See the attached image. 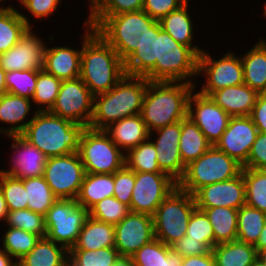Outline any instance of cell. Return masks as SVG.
Masks as SVG:
<instances>
[{
    "instance_id": "obj_40",
    "label": "cell",
    "mask_w": 266,
    "mask_h": 266,
    "mask_svg": "<svg viewBox=\"0 0 266 266\" xmlns=\"http://www.w3.org/2000/svg\"><path fill=\"white\" fill-rule=\"evenodd\" d=\"M125 155V166L134 172H163L157 162V153L153 142L144 141L129 150Z\"/></svg>"
},
{
    "instance_id": "obj_16",
    "label": "cell",
    "mask_w": 266,
    "mask_h": 266,
    "mask_svg": "<svg viewBox=\"0 0 266 266\" xmlns=\"http://www.w3.org/2000/svg\"><path fill=\"white\" fill-rule=\"evenodd\" d=\"M192 102L196 107L195 112ZM187 117L199 127L212 146L220 140L231 118L210 96L200 93L192 95V92L188 98Z\"/></svg>"
},
{
    "instance_id": "obj_32",
    "label": "cell",
    "mask_w": 266,
    "mask_h": 266,
    "mask_svg": "<svg viewBox=\"0 0 266 266\" xmlns=\"http://www.w3.org/2000/svg\"><path fill=\"white\" fill-rule=\"evenodd\" d=\"M211 146L203 132L189 117L181 121L179 149L185 166L198 159Z\"/></svg>"
},
{
    "instance_id": "obj_21",
    "label": "cell",
    "mask_w": 266,
    "mask_h": 266,
    "mask_svg": "<svg viewBox=\"0 0 266 266\" xmlns=\"http://www.w3.org/2000/svg\"><path fill=\"white\" fill-rule=\"evenodd\" d=\"M8 137L16 142L11 145L12 149L14 148L19 152L17 151V157L13 159L14 165L11 167V170L3 172L17 179L43 176L47 157L21 135H12Z\"/></svg>"
},
{
    "instance_id": "obj_28",
    "label": "cell",
    "mask_w": 266,
    "mask_h": 266,
    "mask_svg": "<svg viewBox=\"0 0 266 266\" xmlns=\"http://www.w3.org/2000/svg\"><path fill=\"white\" fill-rule=\"evenodd\" d=\"M69 251L62 245L57 247L54 241L40 238L35 247L17 262L18 266H68ZM66 254V256H65ZM65 256V257H64Z\"/></svg>"
},
{
    "instance_id": "obj_19",
    "label": "cell",
    "mask_w": 266,
    "mask_h": 266,
    "mask_svg": "<svg viewBox=\"0 0 266 266\" xmlns=\"http://www.w3.org/2000/svg\"><path fill=\"white\" fill-rule=\"evenodd\" d=\"M46 46L32 34L31 27L17 44L0 54V67L6 71L43 69Z\"/></svg>"
},
{
    "instance_id": "obj_47",
    "label": "cell",
    "mask_w": 266,
    "mask_h": 266,
    "mask_svg": "<svg viewBox=\"0 0 266 266\" xmlns=\"http://www.w3.org/2000/svg\"><path fill=\"white\" fill-rule=\"evenodd\" d=\"M129 212L128 205L111 196L95 204L89 210V216L95 220L115 225L125 218Z\"/></svg>"
},
{
    "instance_id": "obj_43",
    "label": "cell",
    "mask_w": 266,
    "mask_h": 266,
    "mask_svg": "<svg viewBox=\"0 0 266 266\" xmlns=\"http://www.w3.org/2000/svg\"><path fill=\"white\" fill-rule=\"evenodd\" d=\"M7 226L46 237L45 216L27 209L9 211L6 221Z\"/></svg>"
},
{
    "instance_id": "obj_17",
    "label": "cell",
    "mask_w": 266,
    "mask_h": 266,
    "mask_svg": "<svg viewBox=\"0 0 266 266\" xmlns=\"http://www.w3.org/2000/svg\"><path fill=\"white\" fill-rule=\"evenodd\" d=\"M258 133L250 116H231L227 129L215 147L243 166Z\"/></svg>"
},
{
    "instance_id": "obj_63",
    "label": "cell",
    "mask_w": 266,
    "mask_h": 266,
    "mask_svg": "<svg viewBox=\"0 0 266 266\" xmlns=\"http://www.w3.org/2000/svg\"><path fill=\"white\" fill-rule=\"evenodd\" d=\"M260 43L265 47V49H266V43H265V41H263V40H260Z\"/></svg>"
},
{
    "instance_id": "obj_1",
    "label": "cell",
    "mask_w": 266,
    "mask_h": 266,
    "mask_svg": "<svg viewBox=\"0 0 266 266\" xmlns=\"http://www.w3.org/2000/svg\"><path fill=\"white\" fill-rule=\"evenodd\" d=\"M84 36L80 78L94 96L112 89L124 76V61L117 52L94 30Z\"/></svg>"
},
{
    "instance_id": "obj_15",
    "label": "cell",
    "mask_w": 266,
    "mask_h": 266,
    "mask_svg": "<svg viewBox=\"0 0 266 266\" xmlns=\"http://www.w3.org/2000/svg\"><path fill=\"white\" fill-rule=\"evenodd\" d=\"M115 248L120 256L131 257L155 239L153 218L149 214L129 212L115 224Z\"/></svg>"
},
{
    "instance_id": "obj_36",
    "label": "cell",
    "mask_w": 266,
    "mask_h": 266,
    "mask_svg": "<svg viewBox=\"0 0 266 266\" xmlns=\"http://www.w3.org/2000/svg\"><path fill=\"white\" fill-rule=\"evenodd\" d=\"M30 28L28 19L12 7L0 8V54L5 53Z\"/></svg>"
},
{
    "instance_id": "obj_12",
    "label": "cell",
    "mask_w": 266,
    "mask_h": 266,
    "mask_svg": "<svg viewBox=\"0 0 266 266\" xmlns=\"http://www.w3.org/2000/svg\"><path fill=\"white\" fill-rule=\"evenodd\" d=\"M49 112L88 127L94 112V95L80 77L63 80L55 104Z\"/></svg>"
},
{
    "instance_id": "obj_49",
    "label": "cell",
    "mask_w": 266,
    "mask_h": 266,
    "mask_svg": "<svg viewBox=\"0 0 266 266\" xmlns=\"http://www.w3.org/2000/svg\"><path fill=\"white\" fill-rule=\"evenodd\" d=\"M186 236H190L191 239L204 243L210 250L213 249V227L203 211L197 208L193 211L189 218Z\"/></svg>"
},
{
    "instance_id": "obj_57",
    "label": "cell",
    "mask_w": 266,
    "mask_h": 266,
    "mask_svg": "<svg viewBox=\"0 0 266 266\" xmlns=\"http://www.w3.org/2000/svg\"><path fill=\"white\" fill-rule=\"evenodd\" d=\"M10 256L5 250L0 249V266H18L17 262H12Z\"/></svg>"
},
{
    "instance_id": "obj_59",
    "label": "cell",
    "mask_w": 266,
    "mask_h": 266,
    "mask_svg": "<svg viewBox=\"0 0 266 266\" xmlns=\"http://www.w3.org/2000/svg\"><path fill=\"white\" fill-rule=\"evenodd\" d=\"M8 208L6 201L4 199V196L2 194V191L0 190V220H6L7 219V214H8Z\"/></svg>"
},
{
    "instance_id": "obj_30",
    "label": "cell",
    "mask_w": 266,
    "mask_h": 266,
    "mask_svg": "<svg viewBox=\"0 0 266 266\" xmlns=\"http://www.w3.org/2000/svg\"><path fill=\"white\" fill-rule=\"evenodd\" d=\"M114 196V174L86 173L76 201L88 211L99 201Z\"/></svg>"
},
{
    "instance_id": "obj_33",
    "label": "cell",
    "mask_w": 266,
    "mask_h": 266,
    "mask_svg": "<svg viewBox=\"0 0 266 266\" xmlns=\"http://www.w3.org/2000/svg\"><path fill=\"white\" fill-rule=\"evenodd\" d=\"M244 84L259 94L266 93V49L259 42L241 58Z\"/></svg>"
},
{
    "instance_id": "obj_25",
    "label": "cell",
    "mask_w": 266,
    "mask_h": 266,
    "mask_svg": "<svg viewBox=\"0 0 266 266\" xmlns=\"http://www.w3.org/2000/svg\"><path fill=\"white\" fill-rule=\"evenodd\" d=\"M104 131L118 147L125 148L122 151L126 152L149 140L151 135L140 114L122 118L109 125Z\"/></svg>"
},
{
    "instance_id": "obj_26",
    "label": "cell",
    "mask_w": 266,
    "mask_h": 266,
    "mask_svg": "<svg viewBox=\"0 0 266 266\" xmlns=\"http://www.w3.org/2000/svg\"><path fill=\"white\" fill-rule=\"evenodd\" d=\"M115 246L114 224L101 222L88 217L78 240L71 250H98Z\"/></svg>"
},
{
    "instance_id": "obj_14",
    "label": "cell",
    "mask_w": 266,
    "mask_h": 266,
    "mask_svg": "<svg viewBox=\"0 0 266 266\" xmlns=\"http://www.w3.org/2000/svg\"><path fill=\"white\" fill-rule=\"evenodd\" d=\"M211 58L205 51L199 55L198 74L204 72L208 77L200 94L210 96L219 89L244 84L241 58L231 53L219 60L213 61Z\"/></svg>"
},
{
    "instance_id": "obj_6",
    "label": "cell",
    "mask_w": 266,
    "mask_h": 266,
    "mask_svg": "<svg viewBox=\"0 0 266 266\" xmlns=\"http://www.w3.org/2000/svg\"><path fill=\"white\" fill-rule=\"evenodd\" d=\"M198 59L192 48L176 42L159 24L158 58L145 77L149 81L181 82L198 74Z\"/></svg>"
},
{
    "instance_id": "obj_9",
    "label": "cell",
    "mask_w": 266,
    "mask_h": 266,
    "mask_svg": "<svg viewBox=\"0 0 266 266\" xmlns=\"http://www.w3.org/2000/svg\"><path fill=\"white\" fill-rule=\"evenodd\" d=\"M119 149L104 130L85 127L78 153L86 173L114 174L125 166V155Z\"/></svg>"
},
{
    "instance_id": "obj_2",
    "label": "cell",
    "mask_w": 266,
    "mask_h": 266,
    "mask_svg": "<svg viewBox=\"0 0 266 266\" xmlns=\"http://www.w3.org/2000/svg\"><path fill=\"white\" fill-rule=\"evenodd\" d=\"M176 83V84H175ZM194 86L189 81H149L141 108L148 131L182 121L187 117L188 98Z\"/></svg>"
},
{
    "instance_id": "obj_13",
    "label": "cell",
    "mask_w": 266,
    "mask_h": 266,
    "mask_svg": "<svg viewBox=\"0 0 266 266\" xmlns=\"http://www.w3.org/2000/svg\"><path fill=\"white\" fill-rule=\"evenodd\" d=\"M178 182L166 173L135 172L130 212L153 215Z\"/></svg>"
},
{
    "instance_id": "obj_50",
    "label": "cell",
    "mask_w": 266,
    "mask_h": 266,
    "mask_svg": "<svg viewBox=\"0 0 266 266\" xmlns=\"http://www.w3.org/2000/svg\"><path fill=\"white\" fill-rule=\"evenodd\" d=\"M135 172L124 166L114 173V197L130 207Z\"/></svg>"
},
{
    "instance_id": "obj_51",
    "label": "cell",
    "mask_w": 266,
    "mask_h": 266,
    "mask_svg": "<svg viewBox=\"0 0 266 266\" xmlns=\"http://www.w3.org/2000/svg\"><path fill=\"white\" fill-rule=\"evenodd\" d=\"M185 3V0H144L143 11L159 21L170 12L178 10Z\"/></svg>"
},
{
    "instance_id": "obj_29",
    "label": "cell",
    "mask_w": 266,
    "mask_h": 266,
    "mask_svg": "<svg viewBox=\"0 0 266 266\" xmlns=\"http://www.w3.org/2000/svg\"><path fill=\"white\" fill-rule=\"evenodd\" d=\"M135 266H182L183 257L158 239L142 246L132 256Z\"/></svg>"
},
{
    "instance_id": "obj_31",
    "label": "cell",
    "mask_w": 266,
    "mask_h": 266,
    "mask_svg": "<svg viewBox=\"0 0 266 266\" xmlns=\"http://www.w3.org/2000/svg\"><path fill=\"white\" fill-rule=\"evenodd\" d=\"M30 107L28 98L10 93L0 96V122L16 124L3 131L7 136L21 135L24 132L30 121L23 124L21 122L26 118Z\"/></svg>"
},
{
    "instance_id": "obj_37",
    "label": "cell",
    "mask_w": 266,
    "mask_h": 266,
    "mask_svg": "<svg viewBox=\"0 0 266 266\" xmlns=\"http://www.w3.org/2000/svg\"><path fill=\"white\" fill-rule=\"evenodd\" d=\"M266 223V213L254 207L243 205L238 209L237 240L256 245Z\"/></svg>"
},
{
    "instance_id": "obj_23",
    "label": "cell",
    "mask_w": 266,
    "mask_h": 266,
    "mask_svg": "<svg viewBox=\"0 0 266 266\" xmlns=\"http://www.w3.org/2000/svg\"><path fill=\"white\" fill-rule=\"evenodd\" d=\"M159 21L145 35L138 46L125 60L124 71L130 76H145L156 64L158 58Z\"/></svg>"
},
{
    "instance_id": "obj_10",
    "label": "cell",
    "mask_w": 266,
    "mask_h": 266,
    "mask_svg": "<svg viewBox=\"0 0 266 266\" xmlns=\"http://www.w3.org/2000/svg\"><path fill=\"white\" fill-rule=\"evenodd\" d=\"M89 217V211L76 199H57L45 215L46 238L70 251Z\"/></svg>"
},
{
    "instance_id": "obj_22",
    "label": "cell",
    "mask_w": 266,
    "mask_h": 266,
    "mask_svg": "<svg viewBox=\"0 0 266 266\" xmlns=\"http://www.w3.org/2000/svg\"><path fill=\"white\" fill-rule=\"evenodd\" d=\"M259 93L246 84L214 91L210 97L230 116H250Z\"/></svg>"
},
{
    "instance_id": "obj_64",
    "label": "cell",
    "mask_w": 266,
    "mask_h": 266,
    "mask_svg": "<svg viewBox=\"0 0 266 266\" xmlns=\"http://www.w3.org/2000/svg\"><path fill=\"white\" fill-rule=\"evenodd\" d=\"M256 266H264V265H261V264H259V263L257 262Z\"/></svg>"
},
{
    "instance_id": "obj_8",
    "label": "cell",
    "mask_w": 266,
    "mask_h": 266,
    "mask_svg": "<svg viewBox=\"0 0 266 266\" xmlns=\"http://www.w3.org/2000/svg\"><path fill=\"white\" fill-rule=\"evenodd\" d=\"M196 208L193 195L177 187L152 215L155 238L168 246L182 239Z\"/></svg>"
},
{
    "instance_id": "obj_42",
    "label": "cell",
    "mask_w": 266,
    "mask_h": 266,
    "mask_svg": "<svg viewBox=\"0 0 266 266\" xmlns=\"http://www.w3.org/2000/svg\"><path fill=\"white\" fill-rule=\"evenodd\" d=\"M62 80L47 73L44 69L38 70V77L36 82L35 93L32 100L37 104H44L47 107L41 108L37 111H50L55 104L57 95L60 90Z\"/></svg>"
},
{
    "instance_id": "obj_11",
    "label": "cell",
    "mask_w": 266,
    "mask_h": 266,
    "mask_svg": "<svg viewBox=\"0 0 266 266\" xmlns=\"http://www.w3.org/2000/svg\"><path fill=\"white\" fill-rule=\"evenodd\" d=\"M85 174V168L77 151L47 158L43 177L58 199H76Z\"/></svg>"
},
{
    "instance_id": "obj_48",
    "label": "cell",
    "mask_w": 266,
    "mask_h": 266,
    "mask_svg": "<svg viewBox=\"0 0 266 266\" xmlns=\"http://www.w3.org/2000/svg\"><path fill=\"white\" fill-rule=\"evenodd\" d=\"M90 16H113L143 10L144 0H90Z\"/></svg>"
},
{
    "instance_id": "obj_20",
    "label": "cell",
    "mask_w": 266,
    "mask_h": 266,
    "mask_svg": "<svg viewBox=\"0 0 266 266\" xmlns=\"http://www.w3.org/2000/svg\"><path fill=\"white\" fill-rule=\"evenodd\" d=\"M159 137L153 142L160 169L179 181L185 173L186 166L180 156L181 121L156 129Z\"/></svg>"
},
{
    "instance_id": "obj_41",
    "label": "cell",
    "mask_w": 266,
    "mask_h": 266,
    "mask_svg": "<svg viewBox=\"0 0 266 266\" xmlns=\"http://www.w3.org/2000/svg\"><path fill=\"white\" fill-rule=\"evenodd\" d=\"M69 266H112L120 256L115 247L94 250H70Z\"/></svg>"
},
{
    "instance_id": "obj_5",
    "label": "cell",
    "mask_w": 266,
    "mask_h": 266,
    "mask_svg": "<svg viewBox=\"0 0 266 266\" xmlns=\"http://www.w3.org/2000/svg\"><path fill=\"white\" fill-rule=\"evenodd\" d=\"M88 17L85 23L93 27L123 61L142 44L148 29L157 22L143 10Z\"/></svg>"
},
{
    "instance_id": "obj_3",
    "label": "cell",
    "mask_w": 266,
    "mask_h": 266,
    "mask_svg": "<svg viewBox=\"0 0 266 266\" xmlns=\"http://www.w3.org/2000/svg\"><path fill=\"white\" fill-rule=\"evenodd\" d=\"M148 82L145 76L125 74L112 89L94 96V112L88 127L104 130L122 118L139 115Z\"/></svg>"
},
{
    "instance_id": "obj_38",
    "label": "cell",
    "mask_w": 266,
    "mask_h": 266,
    "mask_svg": "<svg viewBox=\"0 0 266 266\" xmlns=\"http://www.w3.org/2000/svg\"><path fill=\"white\" fill-rule=\"evenodd\" d=\"M23 183L28 199L27 208L45 216L58 198L53 194L43 176L25 178Z\"/></svg>"
},
{
    "instance_id": "obj_56",
    "label": "cell",
    "mask_w": 266,
    "mask_h": 266,
    "mask_svg": "<svg viewBox=\"0 0 266 266\" xmlns=\"http://www.w3.org/2000/svg\"><path fill=\"white\" fill-rule=\"evenodd\" d=\"M182 266H216L212 251L208 254L183 257Z\"/></svg>"
},
{
    "instance_id": "obj_24",
    "label": "cell",
    "mask_w": 266,
    "mask_h": 266,
    "mask_svg": "<svg viewBox=\"0 0 266 266\" xmlns=\"http://www.w3.org/2000/svg\"><path fill=\"white\" fill-rule=\"evenodd\" d=\"M82 49L46 48L43 69L60 80L79 78Z\"/></svg>"
},
{
    "instance_id": "obj_7",
    "label": "cell",
    "mask_w": 266,
    "mask_h": 266,
    "mask_svg": "<svg viewBox=\"0 0 266 266\" xmlns=\"http://www.w3.org/2000/svg\"><path fill=\"white\" fill-rule=\"evenodd\" d=\"M242 168L234 158L211 146L186 166L184 176L178 181V187L193 195L203 186L235 178Z\"/></svg>"
},
{
    "instance_id": "obj_39",
    "label": "cell",
    "mask_w": 266,
    "mask_h": 266,
    "mask_svg": "<svg viewBox=\"0 0 266 266\" xmlns=\"http://www.w3.org/2000/svg\"><path fill=\"white\" fill-rule=\"evenodd\" d=\"M245 181V204L266 213V169L241 170Z\"/></svg>"
},
{
    "instance_id": "obj_58",
    "label": "cell",
    "mask_w": 266,
    "mask_h": 266,
    "mask_svg": "<svg viewBox=\"0 0 266 266\" xmlns=\"http://www.w3.org/2000/svg\"><path fill=\"white\" fill-rule=\"evenodd\" d=\"M112 266H135L132 257L119 256Z\"/></svg>"
},
{
    "instance_id": "obj_61",
    "label": "cell",
    "mask_w": 266,
    "mask_h": 266,
    "mask_svg": "<svg viewBox=\"0 0 266 266\" xmlns=\"http://www.w3.org/2000/svg\"><path fill=\"white\" fill-rule=\"evenodd\" d=\"M265 247H266V223H265V226L261 234L259 235L258 242L255 245V248L257 249V251Z\"/></svg>"
},
{
    "instance_id": "obj_18",
    "label": "cell",
    "mask_w": 266,
    "mask_h": 266,
    "mask_svg": "<svg viewBox=\"0 0 266 266\" xmlns=\"http://www.w3.org/2000/svg\"><path fill=\"white\" fill-rule=\"evenodd\" d=\"M197 209L245 205V181L242 172L233 179L203 186L193 194Z\"/></svg>"
},
{
    "instance_id": "obj_54",
    "label": "cell",
    "mask_w": 266,
    "mask_h": 266,
    "mask_svg": "<svg viewBox=\"0 0 266 266\" xmlns=\"http://www.w3.org/2000/svg\"><path fill=\"white\" fill-rule=\"evenodd\" d=\"M37 18L47 17L56 9L60 0H19Z\"/></svg>"
},
{
    "instance_id": "obj_60",
    "label": "cell",
    "mask_w": 266,
    "mask_h": 266,
    "mask_svg": "<svg viewBox=\"0 0 266 266\" xmlns=\"http://www.w3.org/2000/svg\"><path fill=\"white\" fill-rule=\"evenodd\" d=\"M5 77H6V71H4L0 67V96L6 95L8 93Z\"/></svg>"
},
{
    "instance_id": "obj_46",
    "label": "cell",
    "mask_w": 266,
    "mask_h": 266,
    "mask_svg": "<svg viewBox=\"0 0 266 266\" xmlns=\"http://www.w3.org/2000/svg\"><path fill=\"white\" fill-rule=\"evenodd\" d=\"M38 70H15L6 72V86L10 94L31 99L35 93Z\"/></svg>"
},
{
    "instance_id": "obj_44",
    "label": "cell",
    "mask_w": 266,
    "mask_h": 266,
    "mask_svg": "<svg viewBox=\"0 0 266 266\" xmlns=\"http://www.w3.org/2000/svg\"><path fill=\"white\" fill-rule=\"evenodd\" d=\"M3 238L4 250L10 256L18 259L29 253L40 240L36 234L12 227L9 228Z\"/></svg>"
},
{
    "instance_id": "obj_55",
    "label": "cell",
    "mask_w": 266,
    "mask_h": 266,
    "mask_svg": "<svg viewBox=\"0 0 266 266\" xmlns=\"http://www.w3.org/2000/svg\"><path fill=\"white\" fill-rule=\"evenodd\" d=\"M250 118L259 132L266 133V93L259 94L252 108Z\"/></svg>"
},
{
    "instance_id": "obj_52",
    "label": "cell",
    "mask_w": 266,
    "mask_h": 266,
    "mask_svg": "<svg viewBox=\"0 0 266 266\" xmlns=\"http://www.w3.org/2000/svg\"><path fill=\"white\" fill-rule=\"evenodd\" d=\"M242 167L266 169V133H258L256 140L252 144L248 160Z\"/></svg>"
},
{
    "instance_id": "obj_27",
    "label": "cell",
    "mask_w": 266,
    "mask_h": 266,
    "mask_svg": "<svg viewBox=\"0 0 266 266\" xmlns=\"http://www.w3.org/2000/svg\"><path fill=\"white\" fill-rule=\"evenodd\" d=\"M211 251L216 266H256L258 262L255 246L239 240L217 244Z\"/></svg>"
},
{
    "instance_id": "obj_35",
    "label": "cell",
    "mask_w": 266,
    "mask_h": 266,
    "mask_svg": "<svg viewBox=\"0 0 266 266\" xmlns=\"http://www.w3.org/2000/svg\"><path fill=\"white\" fill-rule=\"evenodd\" d=\"M188 2L178 10L170 12L159 20L161 28L166 31L176 42L192 48L198 55L204 50L192 44L193 27L190 16L187 13Z\"/></svg>"
},
{
    "instance_id": "obj_45",
    "label": "cell",
    "mask_w": 266,
    "mask_h": 266,
    "mask_svg": "<svg viewBox=\"0 0 266 266\" xmlns=\"http://www.w3.org/2000/svg\"><path fill=\"white\" fill-rule=\"evenodd\" d=\"M0 190L8 211L27 209L28 199L23 179L11 177L0 170Z\"/></svg>"
},
{
    "instance_id": "obj_53",
    "label": "cell",
    "mask_w": 266,
    "mask_h": 266,
    "mask_svg": "<svg viewBox=\"0 0 266 266\" xmlns=\"http://www.w3.org/2000/svg\"><path fill=\"white\" fill-rule=\"evenodd\" d=\"M171 248L182 257L204 255L211 251L204 243L191 239L190 236L186 235L172 244Z\"/></svg>"
},
{
    "instance_id": "obj_34",
    "label": "cell",
    "mask_w": 266,
    "mask_h": 266,
    "mask_svg": "<svg viewBox=\"0 0 266 266\" xmlns=\"http://www.w3.org/2000/svg\"><path fill=\"white\" fill-rule=\"evenodd\" d=\"M199 210L207 215L213 227L214 247L217 244L237 240L238 209L214 207Z\"/></svg>"
},
{
    "instance_id": "obj_62",
    "label": "cell",
    "mask_w": 266,
    "mask_h": 266,
    "mask_svg": "<svg viewBox=\"0 0 266 266\" xmlns=\"http://www.w3.org/2000/svg\"><path fill=\"white\" fill-rule=\"evenodd\" d=\"M257 261L259 264L266 266V247L257 251Z\"/></svg>"
},
{
    "instance_id": "obj_4",
    "label": "cell",
    "mask_w": 266,
    "mask_h": 266,
    "mask_svg": "<svg viewBox=\"0 0 266 266\" xmlns=\"http://www.w3.org/2000/svg\"><path fill=\"white\" fill-rule=\"evenodd\" d=\"M84 128L49 111H37L21 136L49 158L77 152Z\"/></svg>"
}]
</instances>
